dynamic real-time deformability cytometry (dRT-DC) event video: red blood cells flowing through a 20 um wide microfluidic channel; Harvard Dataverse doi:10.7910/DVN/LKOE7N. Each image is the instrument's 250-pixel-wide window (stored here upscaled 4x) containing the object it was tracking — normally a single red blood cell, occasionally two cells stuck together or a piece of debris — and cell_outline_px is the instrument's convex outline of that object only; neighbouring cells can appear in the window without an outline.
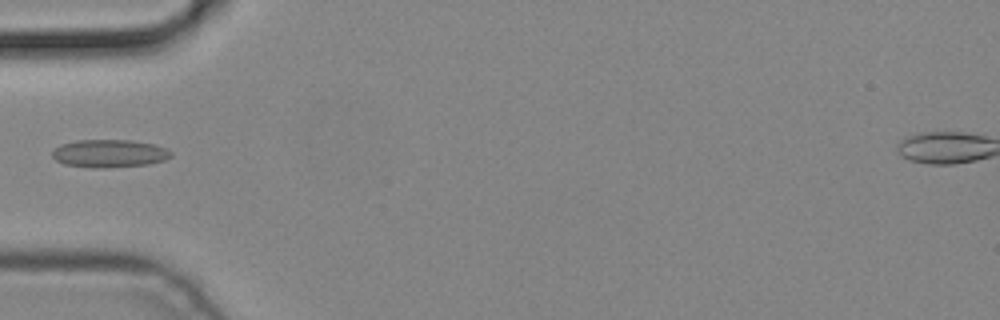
{"species": "common noctule bat (a hibernating species)", "species_latin": "Nyctalus noctula", "temperature_condition": "cold", "stored_images_in_passage": 4, "camera_frame_rate_fps": 3000, "um_per_image_px": 0.085, "animal": {"sex": "male", "body_mass_g": 19.2, "forearm_length_mm": 51.8}, "frame": {"image": 1, "passage_image": 4, "time_ms": 1.0, "image_size_px": [1000, 320], "cell_outline_px": [[172, 156], [164, 160], [148, 164], [104, 168], [92, 168], [64, 164], [56, 160], [52, 156], [52, 152], [60, 144], [76, 140], [128, 140], [152, 144], [164, 148], [172, 152]], "centroid_in_image_um": [9.27, 13.05], "position_along_channel_um": 75.7, "area_um2": 19.19}}